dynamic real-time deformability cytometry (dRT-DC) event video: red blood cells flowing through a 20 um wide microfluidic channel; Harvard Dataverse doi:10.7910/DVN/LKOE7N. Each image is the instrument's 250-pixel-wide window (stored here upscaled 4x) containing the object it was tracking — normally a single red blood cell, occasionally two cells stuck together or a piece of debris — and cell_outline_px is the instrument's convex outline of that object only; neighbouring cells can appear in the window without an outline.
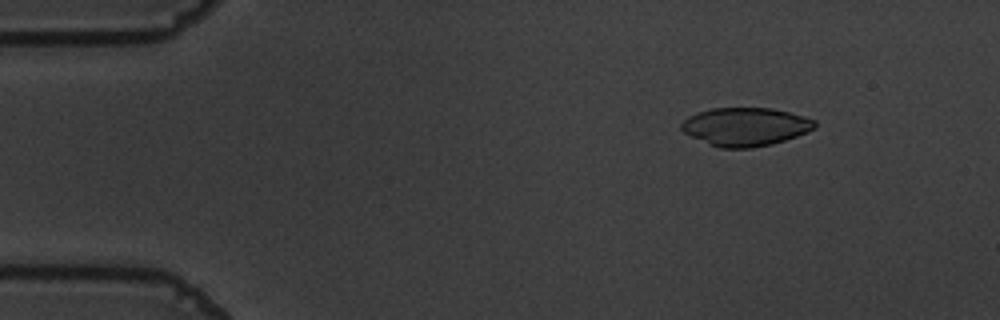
{"species": "common noctule bat (a hibernating species)", "species_latin": "Nyctalus noctula", "temperature_condition": "warm", "stored_images_in_passage": 14, "camera_frame_rate_fps": 3000, "um_per_image_px": 0.085, "animal": {"sex": "male", "body_mass_g": 19.5, "forearm_length_mm": 54.6}, "frame": {"image": 1, "passage_image": 7, "time_ms": 2.0, "image_size_px": [1000, 320], "cell_outline_px": [[812, 128], [804, 132], [780, 140], [764, 144], [716, 144], [708, 112], [724, 108], [760, 108], [784, 112], [804, 120], [812, 124]], "centroid_in_image_um": [64.12, 10.69], "position_along_channel_um": 20.9, "area_um2": 21.15}}